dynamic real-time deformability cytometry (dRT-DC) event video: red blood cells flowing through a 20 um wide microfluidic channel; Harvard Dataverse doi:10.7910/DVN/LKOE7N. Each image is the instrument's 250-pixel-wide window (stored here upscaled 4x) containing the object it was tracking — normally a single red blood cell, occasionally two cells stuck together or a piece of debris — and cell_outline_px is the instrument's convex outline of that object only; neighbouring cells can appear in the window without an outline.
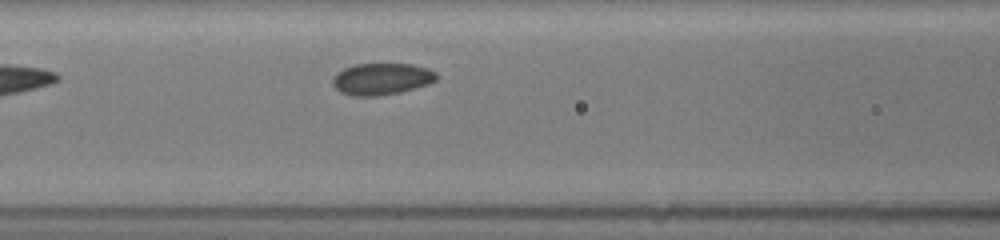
{"species": "common noctule bat (a hibernating species)", "species_latin": "Nyctalus noctula", "temperature_condition": "room temperature", "stored_images_in_passage": 9, "camera_frame_rate_fps": 3000, "um_per_image_px": 0.085, "animal": {"sex": "female", "body_mass_g": 19.5, "forearm_length_mm": 54.1}, "frame": {"image": 1, "passage_image": 9, "time_ms": 3.0, "image_size_px": [1000, 240], "cell_outline_px": [[440, 76], [436, 80], [428, 84], [400, 92], [380, 96], [352, 96], [340, 92], [332, 84], [332, 76], [336, 72], [344, 68], [356, 64], [412, 64], [428, 68], [436, 72]], "centroid_in_image_um": [32.43, 6.71], "position_along_channel_um": 134.2, "area_um2": 19.42}}